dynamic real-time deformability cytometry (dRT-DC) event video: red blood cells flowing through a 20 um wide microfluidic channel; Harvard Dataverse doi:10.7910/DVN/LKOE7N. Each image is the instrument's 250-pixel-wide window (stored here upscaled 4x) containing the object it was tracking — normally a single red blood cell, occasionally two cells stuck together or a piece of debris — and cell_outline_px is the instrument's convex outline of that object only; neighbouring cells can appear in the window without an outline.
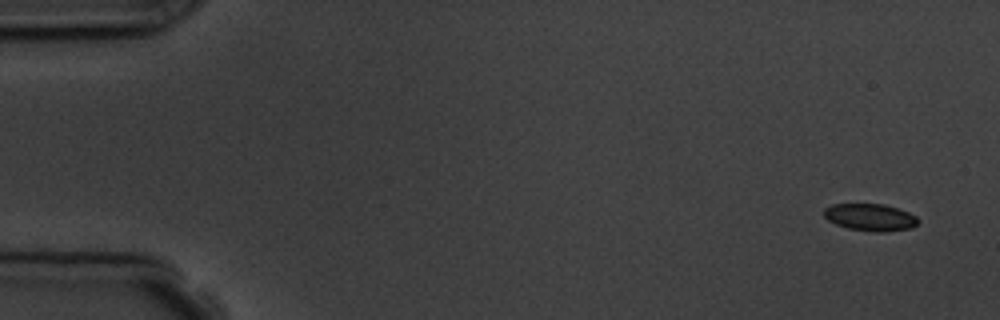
{"species": "common noctule bat (a hibernating species)", "species_latin": "Nyctalus noctula", "temperature_condition": "room temperature", "stored_images_in_passage": 5, "camera_frame_rate_fps": 3000, "um_per_image_px": 0.085, "animal": {"sex": "male", "body_mass_g": 19.5, "forearm_length_mm": 54.6}, "frame": {"image": 1, "passage_image": 1, "time_ms": 0.0, "image_size_px": [1000, 320], "cell_outline_px": [[920, 220], [912, 228], [884, 232], [872, 232], [848, 228], [836, 224], [828, 220], [824, 216], [824, 208], [832, 204], [884, 204], [908, 212], [916, 216]], "centroid_in_image_um": [73.97, 18.47], "position_along_channel_um": 11.0, "area_um2": 14.91}}
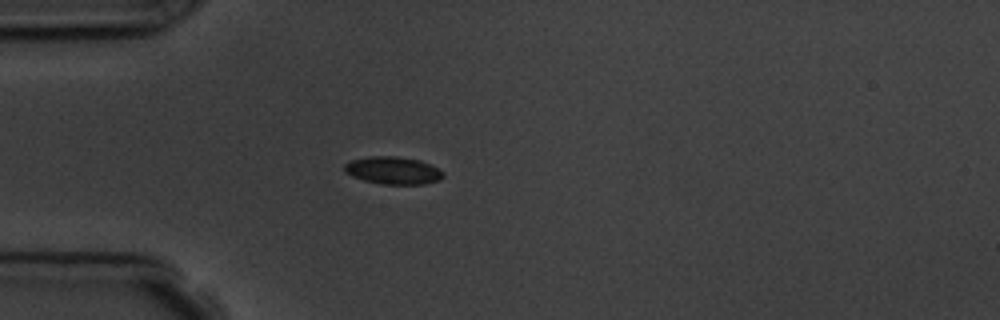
{"frame": {"image": 2, "passage_image": 5, "time_ms": 4.333, "image_size_px": [1000, 320], "cell_outline_px": [[444, 176], [440, 180], [424, 184], [380, 184], [364, 180], [352, 176], [344, 172], [344, 164], [352, 160], [368, 156], [396, 156], [420, 160], [444, 172]], "centroid_in_image_um": [33.39, 14.49], "position_along_channel_um": 51.6, "area_um2": 15.84}}